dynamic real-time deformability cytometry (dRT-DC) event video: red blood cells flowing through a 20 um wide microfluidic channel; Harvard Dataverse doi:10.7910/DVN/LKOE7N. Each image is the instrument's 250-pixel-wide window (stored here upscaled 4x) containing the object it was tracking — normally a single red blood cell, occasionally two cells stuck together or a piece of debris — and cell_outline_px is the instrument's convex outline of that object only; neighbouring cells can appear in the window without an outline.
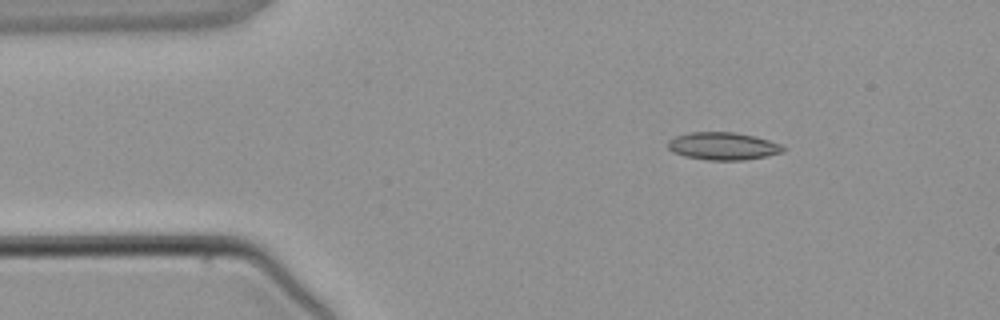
{"species": "common noctule bat (a hibernating species)", "species_latin": "Nyctalus noctula", "temperature_condition": "warm", "stored_images_in_passage": 3, "segment_of_instrument_passage": [1, 2], "camera_frame_rate_fps": 3000, "um_per_image_px": 0.085, "animal": {"sex": "male", "body_mass_g": 21.5, "forearm_length_mm": 52.0}, "frame": {"image": 1, "passage_image": 1, "time_ms": 0.0, "image_size_px": [1000, 320], "cell_outline_px": [[784, 152], [744, 160], [708, 160], [684, 156], [672, 152], [668, 148], [668, 140], [676, 136], [688, 132], [732, 132], [756, 136], [780, 144], [784, 148]], "centroid_in_image_um": [61.42, 12.41], "position_along_channel_um": 23.6, "area_um2": 18.5}}